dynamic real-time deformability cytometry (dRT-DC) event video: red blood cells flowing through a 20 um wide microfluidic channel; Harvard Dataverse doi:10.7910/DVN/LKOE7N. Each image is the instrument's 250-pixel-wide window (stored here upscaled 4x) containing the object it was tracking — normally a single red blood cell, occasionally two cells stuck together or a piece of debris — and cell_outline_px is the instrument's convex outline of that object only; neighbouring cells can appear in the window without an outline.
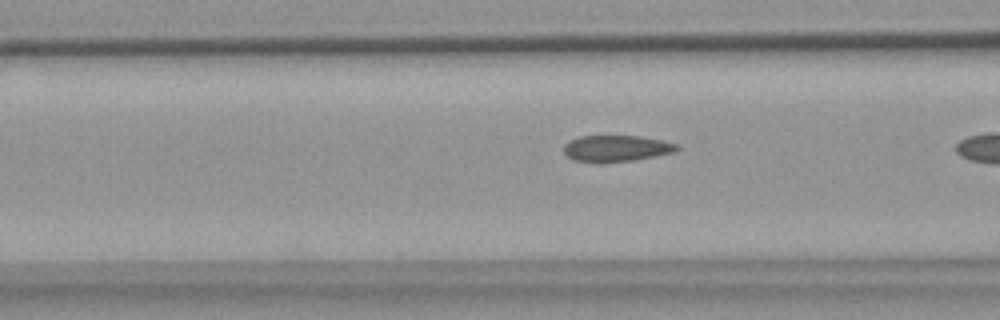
{"species": "common noctule bat (a hibernating species)", "species_latin": "Nyctalus noctula", "temperature_condition": "warm", "stored_images_in_passage": 13, "camera_frame_rate_fps": 3000, "um_per_image_px": 0.085, "animal": {"sex": "female", "body_mass_g": 18.4}, "frame": {"image": 1, "passage_image": 6, "time_ms": 1.667, "image_size_px": [1000, 320], "cell_outline_px": [[680, 148], [676, 152], [636, 160], [604, 164], [592, 164], [572, 160], [564, 152], [564, 144], [568, 140], [580, 136], [640, 136], [680, 144]], "centroid_in_image_um": [52.37, 12.65], "position_along_channel_um": 114.2, "area_um2": 18.03}}
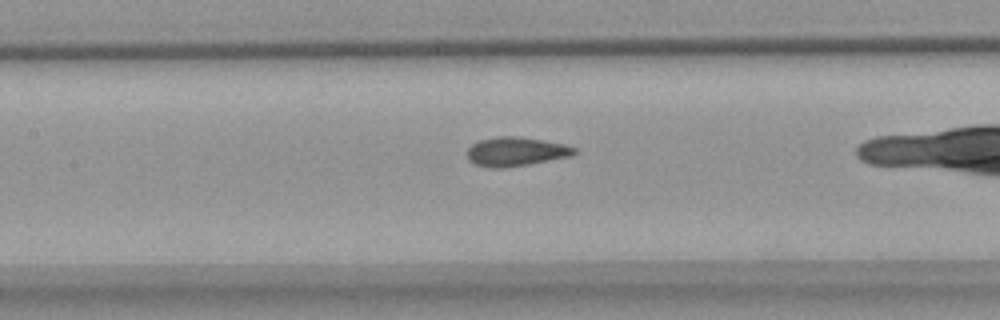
{"frame": {"image": 2, "passage_image": 10, "time_ms": 3.0, "image_size_px": [1000, 320], "cell_outline_px": [[580, 152], [572, 156], [528, 164], [504, 168], [488, 168], [476, 164], [468, 160], [468, 148], [472, 144], [480, 140], [500, 136], [516, 136], [544, 140], [564, 144], [576, 148]], "centroid_in_image_um": [43.88, 12.89], "position_along_channel_um": 163.5, "area_um2": 18.21}}
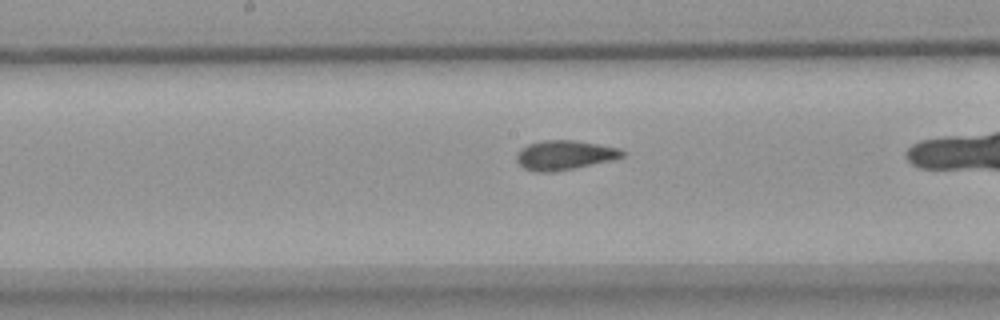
{"frame": {"image": 3, "passage_image": 13, "time_ms": 4.0, "image_size_px": [1000, 320], "cell_outline_px": [[624, 156], [612, 160], [556, 172], [532, 172], [524, 168], [516, 160], [516, 152], [520, 148], [528, 144], [544, 140], [572, 140], [620, 148], [624, 152]], "centroid_in_image_um": [47.94, 13.19], "position_along_channel_um": 200.3, "area_um2": 18.21}}